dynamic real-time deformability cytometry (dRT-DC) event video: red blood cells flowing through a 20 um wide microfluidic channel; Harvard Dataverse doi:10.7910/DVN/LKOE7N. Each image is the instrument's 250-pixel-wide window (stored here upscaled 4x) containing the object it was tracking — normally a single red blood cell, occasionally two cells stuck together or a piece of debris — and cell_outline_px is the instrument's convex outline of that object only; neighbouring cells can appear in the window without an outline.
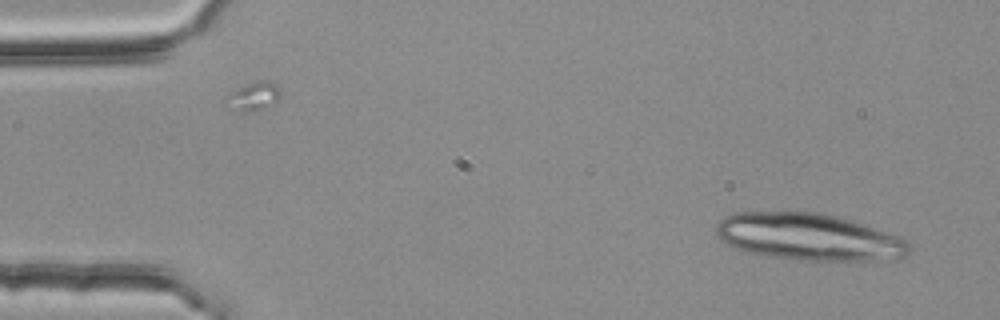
{"species": "common noctule bat (a hibernating species)", "species_latin": "Nyctalus noctula", "temperature_condition": "room temperature", "stored_images_in_passage": 3, "camera_frame_rate_fps": 3000, "um_per_image_px": 0.085, "animal": {"sex": "female", "body_mass_g": 25.1}, "frame": {"image": 1, "passage_image": 1, "time_ms": 0.0, "image_size_px": [1000, 320], "cell_outline_px": [[912, 248], [904, 256], [868, 260], [800, 260], [744, 252], [720, 240], [716, 236], [716, 224], [724, 216], [736, 212], [820, 212], [852, 220], [900, 236], [908, 240]], "centroid_in_image_um": [68.72, 20.12], "position_along_channel_um": 16.3, "area_um2": 52.77}}